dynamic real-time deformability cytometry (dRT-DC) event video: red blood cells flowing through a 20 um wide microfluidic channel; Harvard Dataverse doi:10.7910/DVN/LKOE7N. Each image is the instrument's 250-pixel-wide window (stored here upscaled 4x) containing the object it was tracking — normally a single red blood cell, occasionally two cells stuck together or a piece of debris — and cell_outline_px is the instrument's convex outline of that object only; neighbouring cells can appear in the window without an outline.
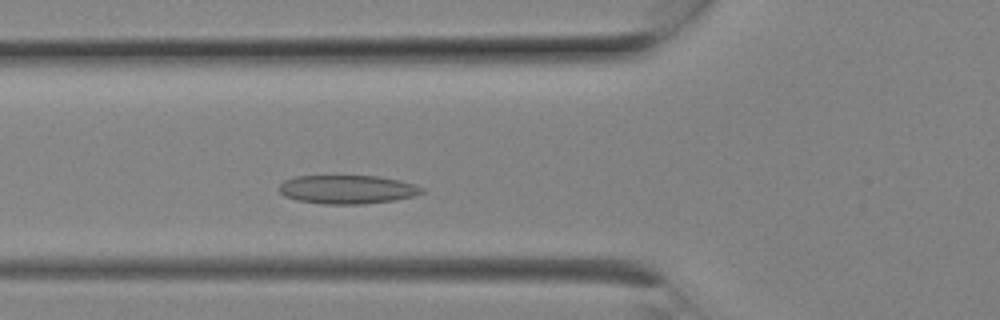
{"species": "Egyptian fruit bat (a non-hibernating species)", "species_latin": "Rousettus aegyptiacus", "temperature_condition": "room temperature", "stored_images_in_passage": 5, "camera_frame_rate_fps": 3000, "um_per_image_px": 0.085, "animal": {"sex": "female"}, "frame": {"image": 1, "passage_image": 5, "time_ms": 1.333, "image_size_px": [1000, 320], "cell_outline_px": [[424, 192], [416, 196], [396, 200], [364, 204], [324, 204], [296, 200], [284, 196], [276, 188], [284, 180], [296, 176], [380, 176], [400, 180], [416, 184], [424, 188]], "centroid_in_image_um": [29.54, 16.1], "position_along_channel_um": 96.3, "area_um2": 24.22}}